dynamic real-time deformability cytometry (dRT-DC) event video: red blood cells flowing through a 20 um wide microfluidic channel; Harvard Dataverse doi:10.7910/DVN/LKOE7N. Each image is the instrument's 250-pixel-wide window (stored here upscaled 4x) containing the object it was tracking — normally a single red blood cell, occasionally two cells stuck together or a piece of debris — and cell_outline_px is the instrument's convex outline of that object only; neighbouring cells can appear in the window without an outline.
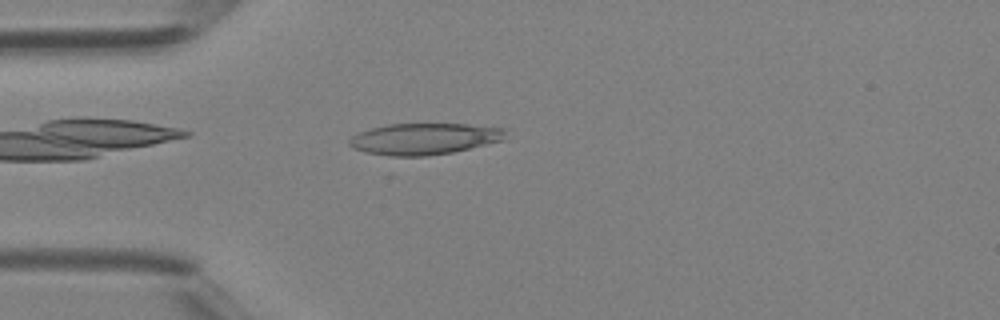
{"species": "Egyptian fruit bat (a non-hibernating species)", "species_latin": "Rousettus aegyptiacus", "temperature_condition": "room temperature", "stored_images_in_passage": 30, "camera_frame_rate_fps": 3000, "um_per_image_px": 0.085, "animal": {"sex": "female"}, "frame": {"image": 1, "passage_image": 4, "time_ms": 1.0, "image_size_px": [1000, 320], "cell_outline_px": [[508, 128], [504, 140], [488, 144], [452, 152], [428, 156], [392, 156], [364, 152], [352, 148], [348, 144], [348, 140], [352, 136], [360, 132], [372, 128], [388, 124], [464, 124]], "centroid_in_image_um": [36.08, 11.8], "position_along_channel_um": 48.9, "area_um2": 28.73}}
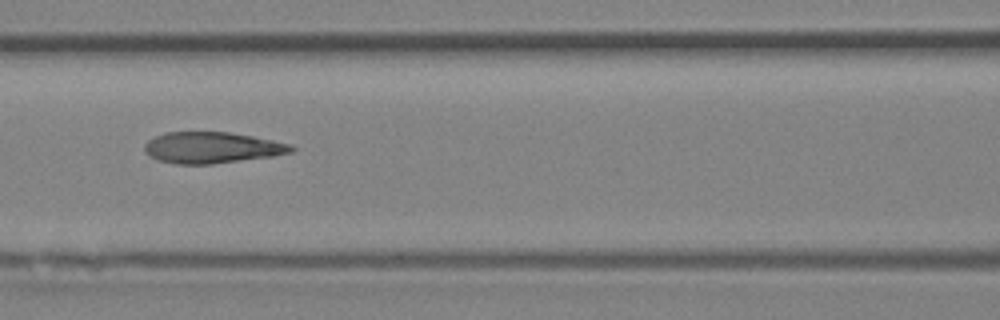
{"frame": {"image": 2, "passage_image": 11, "time_ms": 3.333, "image_size_px": [1000, 320], "cell_outline_px": [[296, 148], [292, 152], [272, 156], [212, 164], [176, 164], [160, 160], [144, 152], [144, 144], [148, 140], [164, 132], [228, 132], [252, 136], [292, 144]], "centroid_in_image_um": [18.02, 12.54], "position_along_channel_um": 148.6, "area_um2": 26.59}}
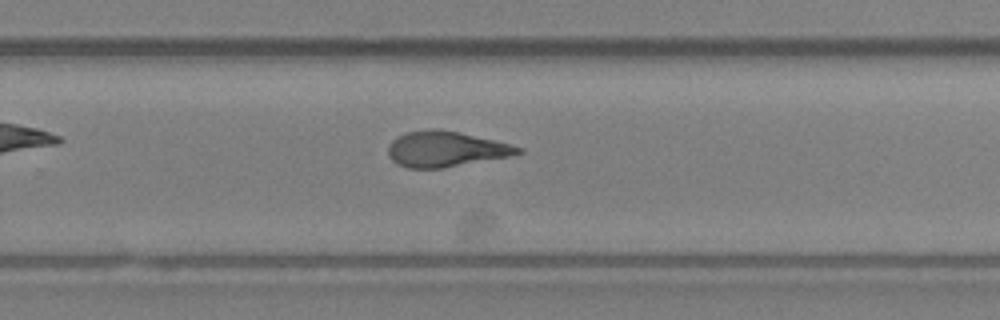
{"frame": {"image": 3, "passage_image": 20, "time_ms": 6.333, "image_size_px": [1000, 320], "cell_outline_px": [[524, 152], [508, 156], [444, 168], [408, 168], [396, 164], [388, 156], [388, 144], [392, 140], [404, 132], [428, 128], [436, 128], [456, 132], [492, 140], [524, 148]], "centroid_in_image_um": [37.81, 12.67], "position_along_channel_um": 292.0, "area_um2": 26.76}}